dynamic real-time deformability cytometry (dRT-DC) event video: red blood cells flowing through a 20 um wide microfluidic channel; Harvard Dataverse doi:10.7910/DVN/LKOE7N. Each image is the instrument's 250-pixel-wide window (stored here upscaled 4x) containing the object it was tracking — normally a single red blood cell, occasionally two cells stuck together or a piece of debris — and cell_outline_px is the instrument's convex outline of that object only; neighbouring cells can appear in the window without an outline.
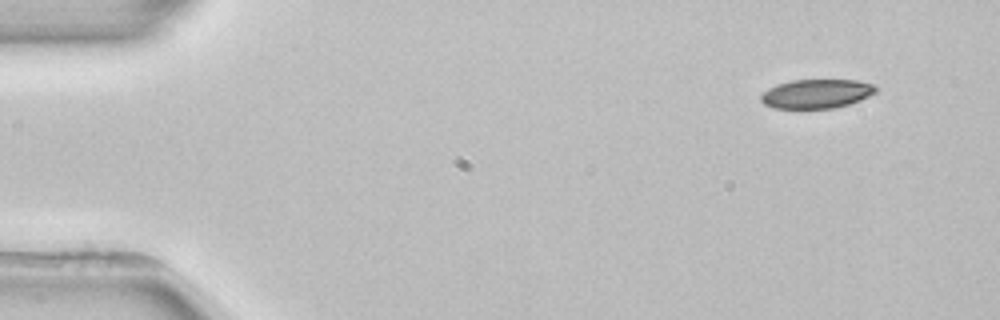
{"species": "common noctule bat (a hibernating species)", "species_latin": "Nyctalus noctula", "temperature_condition": "room temperature", "stored_images_in_passage": 4, "camera_frame_rate_fps": 3000, "um_per_image_px": 0.085, "animal": {"sex": "female", "body_mass_g": 22.7, "forearm_length_mm": 54.2}, "frame": {"image": 1, "passage_image": 1, "time_ms": 0.0, "image_size_px": [1000, 320], "cell_outline_px": [[880, 88], [876, 92], [860, 100], [848, 104], [832, 108], [772, 108], [764, 104], [760, 100], [760, 96], [768, 88], [792, 80], [856, 80], [872, 84]], "centroid_in_image_um": [69.41, 7.97], "position_along_channel_um": 15.6, "area_um2": 19.36}}
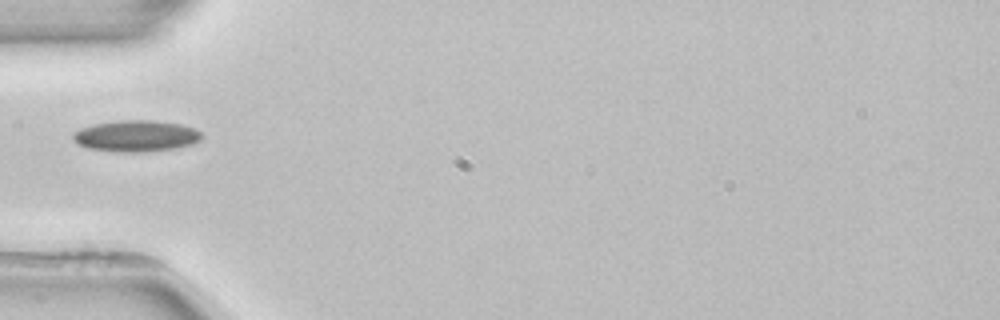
{"frame": {"image": 2, "passage_image": 4, "time_ms": 4.333, "image_size_px": [1000, 320], "cell_outline_px": [[204, 136], [200, 140], [192, 144], [176, 148], [144, 152], [116, 152], [88, 148], [80, 144], [72, 136], [72, 132], [80, 128], [92, 124], [120, 120], [152, 120], [180, 124], [196, 128]], "centroid_in_image_um": [11.59, 11.55], "position_along_channel_um": 73.4, "area_um2": 23.64}}